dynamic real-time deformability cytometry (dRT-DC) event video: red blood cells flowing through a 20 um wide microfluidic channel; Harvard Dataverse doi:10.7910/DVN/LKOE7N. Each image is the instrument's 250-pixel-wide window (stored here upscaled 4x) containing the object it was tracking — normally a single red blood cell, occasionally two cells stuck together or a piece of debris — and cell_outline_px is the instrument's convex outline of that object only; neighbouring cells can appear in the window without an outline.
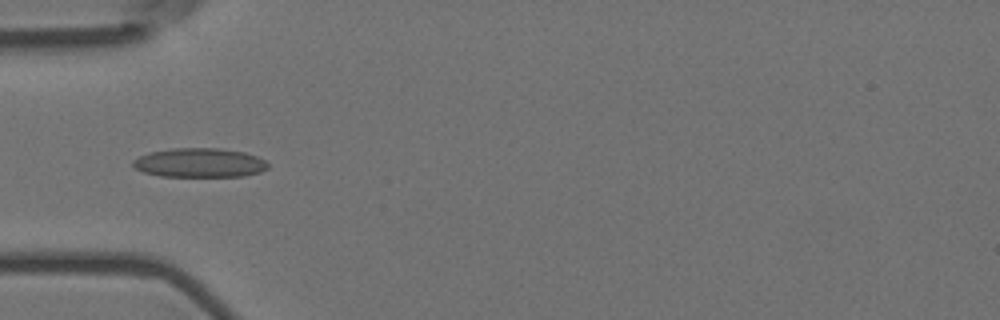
{"species": "Egyptian fruit bat (a non-hibernating species)", "species_latin": "Rousettus aegyptiacus", "temperature_condition": "room temperature", "stored_images_in_passage": 8, "camera_frame_rate_fps": 3000, "um_per_image_px": 0.085, "animal": {"sex": "female"}, "frame": {"image": 1, "passage_image": 4, "time_ms": 1.0, "image_size_px": [1000, 320], "cell_outline_px": [[268, 168], [260, 172], [244, 176], [160, 176], [144, 172], [136, 168], [132, 164], [132, 160], [148, 152], [172, 148], [220, 148], [244, 152], [256, 156], [264, 160], [268, 164]], "centroid_in_image_um": [16.96, 13.83], "position_along_channel_um": 68.0, "area_um2": 22.95}}
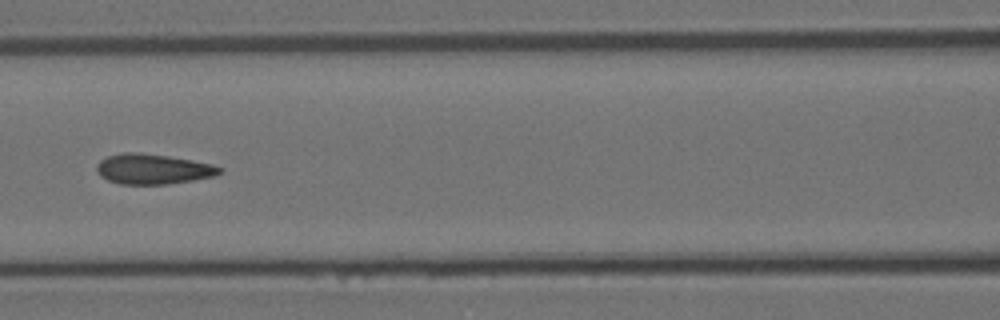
{"frame": {"image": 2, "passage_image": 6, "time_ms": 1.667, "image_size_px": [1000, 320], "cell_outline_px": [[224, 172], [216, 176], [168, 184], [120, 184], [108, 180], [100, 176], [96, 172], [96, 164], [100, 160], [108, 156], [124, 152], [136, 152], [168, 156], [192, 160], [212, 164], [224, 168]], "centroid_in_image_um": [13.02, 14.37], "position_along_channel_um": 153.6, "area_um2": 21.79}}
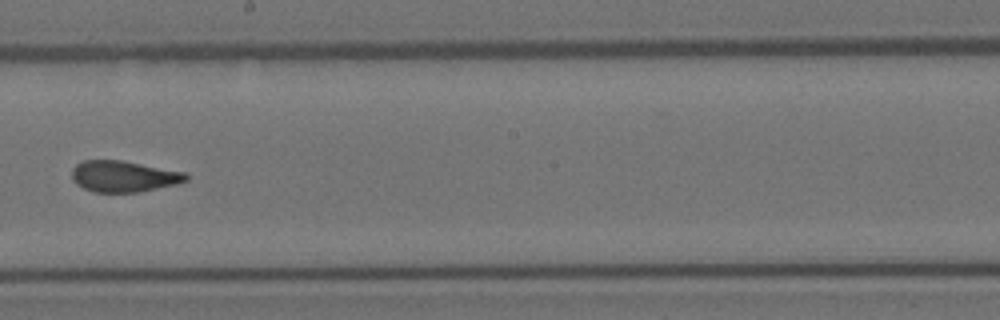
{"frame": {"image": 3, "passage_image": 8, "time_ms": 2.333, "image_size_px": [1000, 320], "cell_outline_px": [[188, 180], [180, 184], [140, 192], [96, 192], [84, 188], [76, 184], [72, 180], [72, 168], [76, 164], [84, 160], [120, 160], [188, 172]], "centroid_in_image_um": [10.56, 14.99], "position_along_channel_um": 237.6, "area_um2": 21.04}}